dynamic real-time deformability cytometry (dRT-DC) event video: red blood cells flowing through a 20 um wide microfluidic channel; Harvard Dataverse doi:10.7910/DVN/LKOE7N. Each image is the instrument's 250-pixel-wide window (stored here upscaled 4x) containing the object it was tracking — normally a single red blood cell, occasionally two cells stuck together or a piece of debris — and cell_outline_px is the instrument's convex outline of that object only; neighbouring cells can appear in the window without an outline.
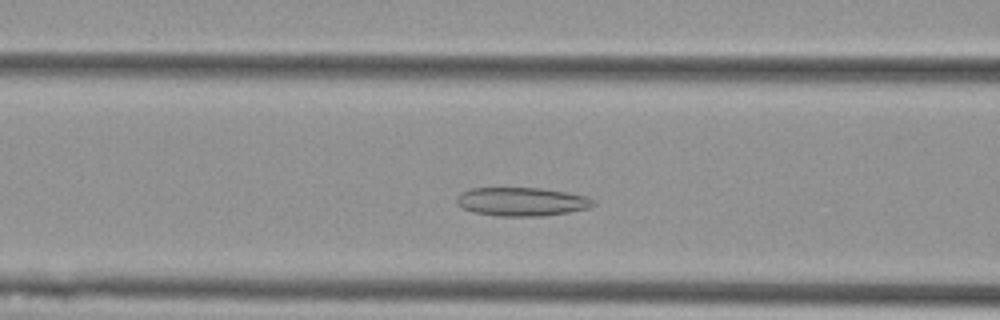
{"species": "Egyptian fruit bat (a non-hibernating species)", "species_latin": "Rousettus aegyptiacus", "temperature_condition": "cold", "stored_images_in_passage": 48, "camera_frame_rate_fps": 3000, "um_per_image_px": 0.085, "animal": {"sex": "female"}, "frame": {"image": 1, "passage_image": 14, "time_ms": 4.333, "image_size_px": [1000, 320], "cell_outline_px": [[596, 204], [588, 208], [568, 212], [540, 216], [496, 216], [472, 212], [464, 208], [456, 200], [456, 196], [460, 192], [468, 188], [544, 188], [568, 192], [588, 196], [596, 200]], "centroid_in_image_um": [44.37, 17.13], "position_along_channel_um": 122.2, "area_um2": 23.0}}
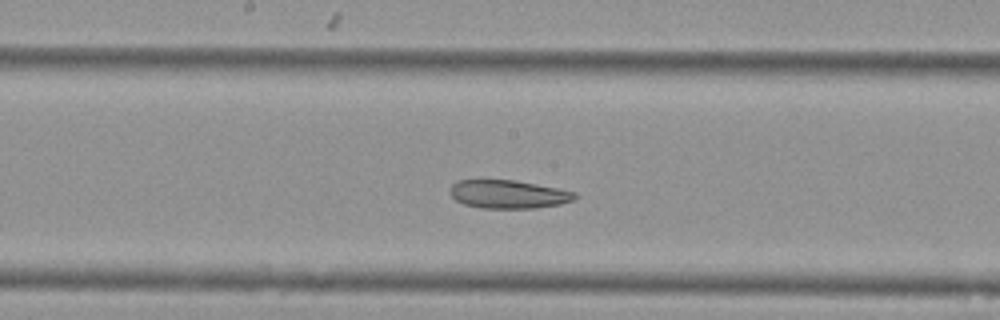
{"frame": {"image": 2, "passage_image": 21, "time_ms": 6.667, "image_size_px": [1000, 320], "cell_outline_px": [[580, 196], [576, 200], [560, 204], [536, 208], [480, 208], [464, 204], [456, 200], [448, 192], [448, 188], [456, 180], [516, 180], [576, 192]], "centroid_in_image_um": [43.21, 16.51], "position_along_channel_um": 205.0, "area_um2": 20.87}}
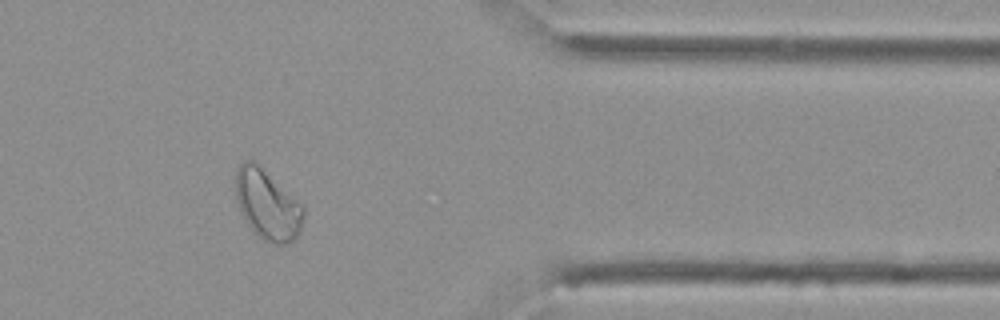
{"frame": {"image": 3, "passage_image": 38, "time_ms": 12.333, "image_size_px": [1000, 320], "cell_outline_px": [[304, 216], [300, 228], [296, 236], [292, 240], [284, 244], [276, 244], [264, 240], [252, 232], [244, 220], [240, 212], [236, 200], [236, 172], [240, 164], [244, 160], [256, 160], [304, 208]], "centroid_in_image_um": [22.68, 17.38], "position_along_channel_um": 388.7, "area_um2": 27.57}, "authors_computed_cell_mechanics": {"area_um2": 25.2875, "velocity_mm_per_s": 3.5596, "shape_relaxation_time_tau1_ms": null, "shape_relaxation_time_tau2_ms": 6.9596, "deformation_change_tau1": null, "deformation_change_tau2": 0.1296}}